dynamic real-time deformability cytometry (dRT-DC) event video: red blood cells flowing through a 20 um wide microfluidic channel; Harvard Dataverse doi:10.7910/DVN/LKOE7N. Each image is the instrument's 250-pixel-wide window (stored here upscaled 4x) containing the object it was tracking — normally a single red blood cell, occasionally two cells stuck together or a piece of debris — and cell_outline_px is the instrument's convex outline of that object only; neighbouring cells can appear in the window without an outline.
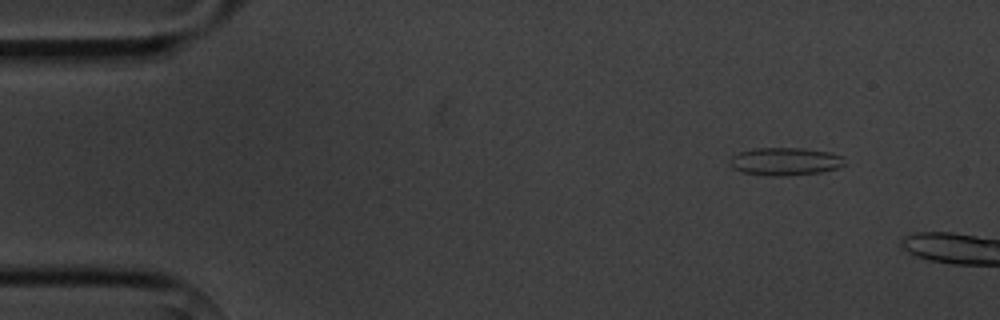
{"species": "common noctule bat (a hibernating species)", "species_latin": "Nyctalus noctula", "temperature_condition": "cold", "stored_images_in_passage": 4, "camera_frame_rate_fps": 3000, "um_per_image_px": 0.085, "animal": {"sex": "male", "body_mass_g": 20.1, "forearm_length_mm": 53.5}, "frame": {"image": 1, "passage_image": 1, "time_ms": 0.0, "image_size_px": [1000, 320], "cell_outline_px": [[844, 164], [836, 168], [820, 172], [788, 176], [768, 176], [744, 172], [732, 168], [728, 164], [728, 160], [732, 156], [740, 152], [756, 148], [804, 148], [828, 152], [844, 156]], "centroid_in_image_um": [66.71, 13.72], "position_along_channel_um": 18.3, "area_um2": 18.67}}